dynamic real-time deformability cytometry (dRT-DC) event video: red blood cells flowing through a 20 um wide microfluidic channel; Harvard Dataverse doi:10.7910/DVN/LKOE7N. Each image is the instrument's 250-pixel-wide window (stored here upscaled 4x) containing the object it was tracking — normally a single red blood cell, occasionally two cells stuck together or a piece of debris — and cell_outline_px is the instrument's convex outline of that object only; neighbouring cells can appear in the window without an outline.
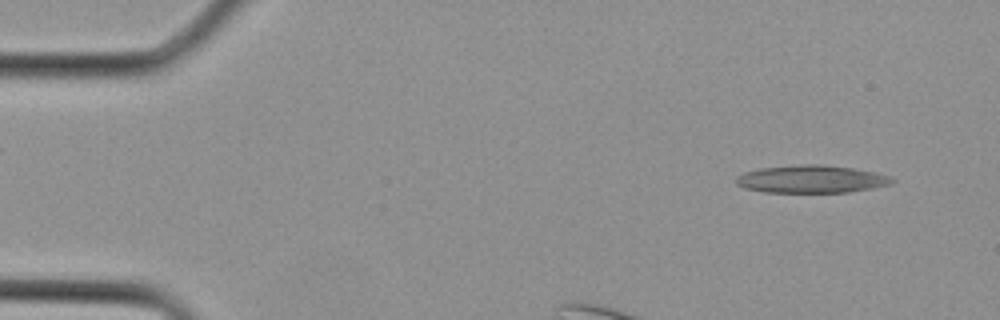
{"species": "Egyptian fruit bat (a non-hibernating species)", "species_latin": "Rousettus aegyptiacus", "temperature_condition": "cold", "stored_images_in_passage": 5, "camera_frame_rate_fps": 3000, "um_per_image_px": 0.085, "animal": {"sex": "female"}, "frame": {"image": 1, "passage_image": 5, "time_ms": 1.333, "image_size_px": [1000, 320], "cell_outline_px": [[896, 180], [892, 184], [872, 188], [848, 192], [764, 192], [744, 188], [736, 184], [736, 176], [744, 172], [760, 168], [804, 164], [820, 164], [852, 168], [876, 172], [888, 176]], "centroid_in_image_um": [68.96, 15.22], "position_along_channel_um": 16.0, "area_um2": 25.14}}